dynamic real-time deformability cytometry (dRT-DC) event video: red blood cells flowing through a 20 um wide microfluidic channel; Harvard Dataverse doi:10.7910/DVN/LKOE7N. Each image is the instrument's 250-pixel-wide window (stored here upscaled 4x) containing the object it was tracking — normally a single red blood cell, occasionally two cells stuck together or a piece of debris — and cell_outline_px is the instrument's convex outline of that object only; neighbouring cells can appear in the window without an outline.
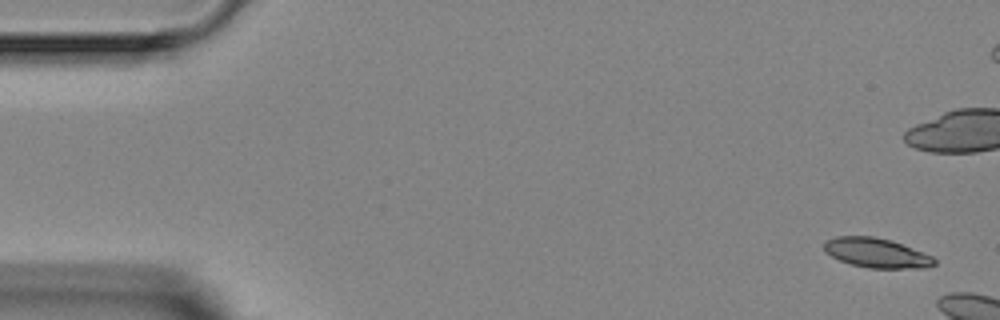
{"species": "Egyptian fruit bat (a non-hibernating species)", "species_latin": "Rousettus aegyptiacus", "temperature_condition": "room temperature", "stored_images_in_passage": 3, "camera_frame_rate_fps": 3000, "um_per_image_px": 0.085, "animal": {"sex": "female"}, "frame": {"image": 1, "passage_image": 1, "time_ms": 0.0, "image_size_px": [1000, 320], "cell_outline_px": [[936, 264], [924, 268], [868, 268], [852, 264], [840, 260], [824, 252], [824, 240], [836, 236], [872, 236], [892, 240], [932, 256], [936, 260]], "centroid_in_image_um": [74.48, 21.49], "position_along_channel_um": 10.5, "area_um2": 19.02}}